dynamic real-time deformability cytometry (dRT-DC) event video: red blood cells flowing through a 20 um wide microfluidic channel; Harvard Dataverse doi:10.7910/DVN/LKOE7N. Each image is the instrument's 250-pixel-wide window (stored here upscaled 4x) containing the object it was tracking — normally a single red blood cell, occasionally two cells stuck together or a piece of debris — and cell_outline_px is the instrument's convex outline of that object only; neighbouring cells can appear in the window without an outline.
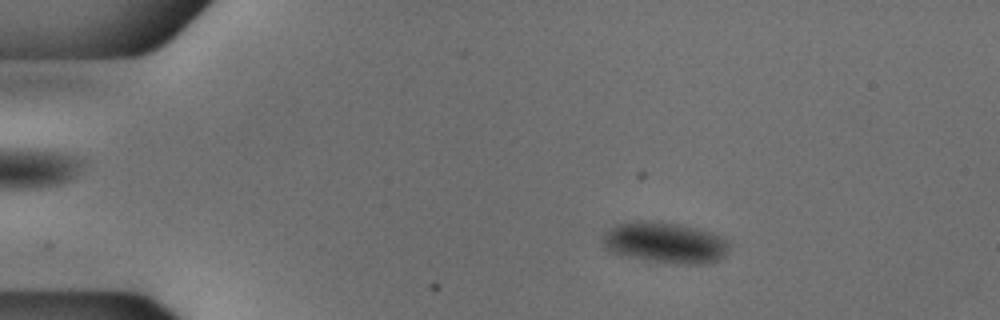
{"species": "common noctule bat (a hibernating species)", "species_latin": "Nyctalus noctula", "temperature_condition": "cold", "stored_images_in_passage": 54, "camera_frame_rate_fps": 3000, "um_per_image_px": 0.085, "animal": {"sex": "male", "body_mass_g": 18.8}, "frame": {"image": 1, "passage_image": 9, "time_ms": 2.667, "image_size_px": [1000, 320], "cell_outline_px": [[728, 248], [724, 256], [716, 260], [700, 264], [688, 264], [624, 256], [608, 252], [600, 244], [600, 240], [604, 232], [608, 228], [616, 224], [636, 220], [660, 220], [680, 224], [712, 232], [724, 236], [728, 240]], "centroid_in_image_um": [56.45, 20.58], "position_along_channel_um": 28.5, "area_um2": 30.58}}
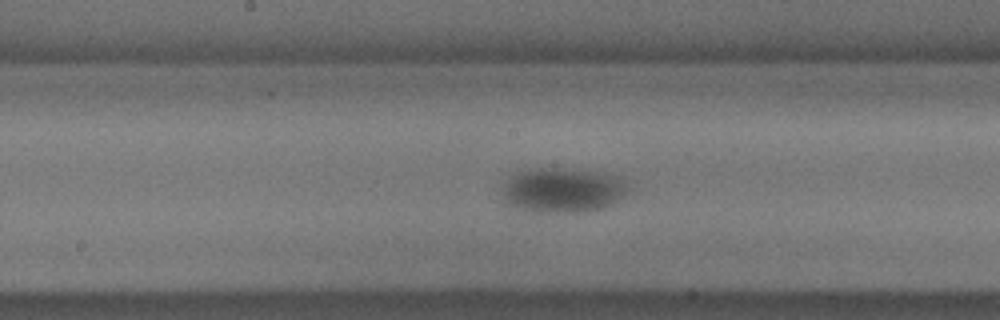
{"frame": {"image": 2, "passage_image": 28, "time_ms": 9.0, "image_size_px": [1000, 320], "cell_outline_px": [[628, 188], [616, 200], [604, 208], [580, 212], [536, 212], [516, 208], [508, 204], [500, 192], [504, 180], [508, 176], [520, 172], [540, 168], [564, 168], [596, 172], [620, 176], [624, 180]], "centroid_in_image_um": [47.75, 16.16], "position_along_channel_um": 200.4, "area_um2": 32.77}}
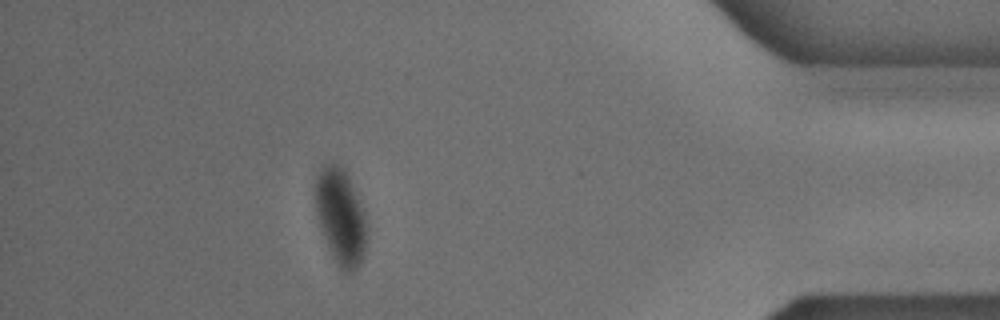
{"frame": {"image": 3, "passage_image": 48, "time_ms": 15.667, "image_size_px": [1000, 320], "cell_outline_px": [[368, 236], [364, 256], [356, 268], [352, 272], [344, 272], [340, 268], [332, 256], [316, 216], [312, 192], [316, 172], [324, 164], [332, 160], [340, 164], [344, 168], [364, 208], [368, 232]], "centroid_in_image_um": [28.93, 18.33], "position_along_channel_um": 406.3, "area_um2": 29.88}}